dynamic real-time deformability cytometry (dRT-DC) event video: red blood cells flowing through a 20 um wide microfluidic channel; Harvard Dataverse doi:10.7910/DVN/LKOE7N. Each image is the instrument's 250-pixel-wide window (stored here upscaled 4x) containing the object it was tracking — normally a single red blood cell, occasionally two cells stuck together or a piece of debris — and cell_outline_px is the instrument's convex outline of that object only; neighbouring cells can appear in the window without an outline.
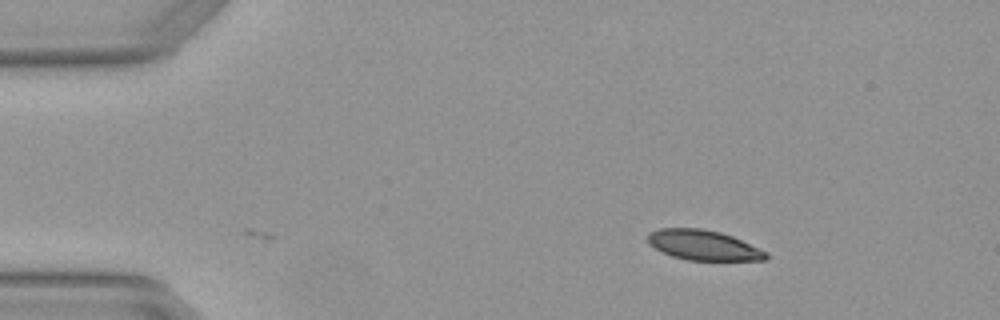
{"species": "Egyptian fruit bat (a non-hibernating species)", "species_latin": "Rousettus aegyptiacus", "temperature_condition": "warm", "stored_images_in_passage": 2, "camera_frame_rate_fps": 3000, "um_per_image_px": 0.085, "animal": {"sex": "female"}, "frame": {"image": 1, "passage_image": 1, "time_ms": 0.0, "image_size_px": [1000, 320], "cell_outline_px": [[768, 260], [688, 260], [672, 256], [648, 244], [648, 232], [660, 228], [700, 228], [720, 232], [732, 236], [768, 252]], "centroid_in_image_um": [59.79, 20.83], "position_along_channel_um": 25.2, "area_um2": 20.63}}